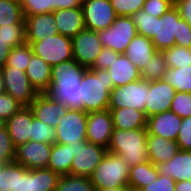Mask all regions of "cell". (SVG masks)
Wrapping results in <instances>:
<instances>
[{
	"label": "cell",
	"instance_id": "obj_12",
	"mask_svg": "<svg viewBox=\"0 0 191 191\" xmlns=\"http://www.w3.org/2000/svg\"><path fill=\"white\" fill-rule=\"evenodd\" d=\"M85 28L99 31L112 25L117 15L110 0H84L82 3Z\"/></svg>",
	"mask_w": 191,
	"mask_h": 191
},
{
	"label": "cell",
	"instance_id": "obj_51",
	"mask_svg": "<svg viewBox=\"0 0 191 191\" xmlns=\"http://www.w3.org/2000/svg\"><path fill=\"white\" fill-rule=\"evenodd\" d=\"M174 6L182 17L191 26V0H174Z\"/></svg>",
	"mask_w": 191,
	"mask_h": 191
},
{
	"label": "cell",
	"instance_id": "obj_4",
	"mask_svg": "<svg viewBox=\"0 0 191 191\" xmlns=\"http://www.w3.org/2000/svg\"><path fill=\"white\" fill-rule=\"evenodd\" d=\"M129 170V166L121 156L107 151L89 178L95 191L128 186Z\"/></svg>",
	"mask_w": 191,
	"mask_h": 191
},
{
	"label": "cell",
	"instance_id": "obj_39",
	"mask_svg": "<svg viewBox=\"0 0 191 191\" xmlns=\"http://www.w3.org/2000/svg\"><path fill=\"white\" fill-rule=\"evenodd\" d=\"M136 26L137 34L152 39L155 35L156 17L148 14L144 9L139 10L131 16Z\"/></svg>",
	"mask_w": 191,
	"mask_h": 191
},
{
	"label": "cell",
	"instance_id": "obj_42",
	"mask_svg": "<svg viewBox=\"0 0 191 191\" xmlns=\"http://www.w3.org/2000/svg\"><path fill=\"white\" fill-rule=\"evenodd\" d=\"M170 110L181 118L191 116V93L176 92Z\"/></svg>",
	"mask_w": 191,
	"mask_h": 191
},
{
	"label": "cell",
	"instance_id": "obj_5",
	"mask_svg": "<svg viewBox=\"0 0 191 191\" xmlns=\"http://www.w3.org/2000/svg\"><path fill=\"white\" fill-rule=\"evenodd\" d=\"M26 42L30 44L33 54L51 66L73 59L72 38L59 33L47 36L41 41Z\"/></svg>",
	"mask_w": 191,
	"mask_h": 191
},
{
	"label": "cell",
	"instance_id": "obj_24",
	"mask_svg": "<svg viewBox=\"0 0 191 191\" xmlns=\"http://www.w3.org/2000/svg\"><path fill=\"white\" fill-rule=\"evenodd\" d=\"M156 52L157 49L150 38L137 34L127 46L124 54L141 71Z\"/></svg>",
	"mask_w": 191,
	"mask_h": 191
},
{
	"label": "cell",
	"instance_id": "obj_41",
	"mask_svg": "<svg viewBox=\"0 0 191 191\" xmlns=\"http://www.w3.org/2000/svg\"><path fill=\"white\" fill-rule=\"evenodd\" d=\"M24 16L53 12V0H20Z\"/></svg>",
	"mask_w": 191,
	"mask_h": 191
},
{
	"label": "cell",
	"instance_id": "obj_48",
	"mask_svg": "<svg viewBox=\"0 0 191 191\" xmlns=\"http://www.w3.org/2000/svg\"><path fill=\"white\" fill-rule=\"evenodd\" d=\"M176 181L168 176L158 175V178L148 186L140 189V191H174Z\"/></svg>",
	"mask_w": 191,
	"mask_h": 191
},
{
	"label": "cell",
	"instance_id": "obj_21",
	"mask_svg": "<svg viewBox=\"0 0 191 191\" xmlns=\"http://www.w3.org/2000/svg\"><path fill=\"white\" fill-rule=\"evenodd\" d=\"M26 41H41L58 34L53 12L25 16Z\"/></svg>",
	"mask_w": 191,
	"mask_h": 191
},
{
	"label": "cell",
	"instance_id": "obj_45",
	"mask_svg": "<svg viewBox=\"0 0 191 191\" xmlns=\"http://www.w3.org/2000/svg\"><path fill=\"white\" fill-rule=\"evenodd\" d=\"M22 105L6 92L0 94V117L7 121Z\"/></svg>",
	"mask_w": 191,
	"mask_h": 191
},
{
	"label": "cell",
	"instance_id": "obj_7",
	"mask_svg": "<svg viewBox=\"0 0 191 191\" xmlns=\"http://www.w3.org/2000/svg\"><path fill=\"white\" fill-rule=\"evenodd\" d=\"M87 117L88 113L83 110L68 108L55 127V143L74 145L77 142L87 141Z\"/></svg>",
	"mask_w": 191,
	"mask_h": 191
},
{
	"label": "cell",
	"instance_id": "obj_40",
	"mask_svg": "<svg viewBox=\"0 0 191 191\" xmlns=\"http://www.w3.org/2000/svg\"><path fill=\"white\" fill-rule=\"evenodd\" d=\"M31 140L41 143L54 144L56 139V131L51 127L33 116L32 113V130Z\"/></svg>",
	"mask_w": 191,
	"mask_h": 191
},
{
	"label": "cell",
	"instance_id": "obj_57",
	"mask_svg": "<svg viewBox=\"0 0 191 191\" xmlns=\"http://www.w3.org/2000/svg\"><path fill=\"white\" fill-rule=\"evenodd\" d=\"M6 126V121L0 117V130Z\"/></svg>",
	"mask_w": 191,
	"mask_h": 191
},
{
	"label": "cell",
	"instance_id": "obj_23",
	"mask_svg": "<svg viewBox=\"0 0 191 191\" xmlns=\"http://www.w3.org/2000/svg\"><path fill=\"white\" fill-rule=\"evenodd\" d=\"M158 173L177 181L191 180V151L179 150L169 161L156 165Z\"/></svg>",
	"mask_w": 191,
	"mask_h": 191
},
{
	"label": "cell",
	"instance_id": "obj_18",
	"mask_svg": "<svg viewBox=\"0 0 191 191\" xmlns=\"http://www.w3.org/2000/svg\"><path fill=\"white\" fill-rule=\"evenodd\" d=\"M0 191H31V170L15 161L2 164Z\"/></svg>",
	"mask_w": 191,
	"mask_h": 191
},
{
	"label": "cell",
	"instance_id": "obj_47",
	"mask_svg": "<svg viewBox=\"0 0 191 191\" xmlns=\"http://www.w3.org/2000/svg\"><path fill=\"white\" fill-rule=\"evenodd\" d=\"M176 142L180 150L191 151V116L182 118V124Z\"/></svg>",
	"mask_w": 191,
	"mask_h": 191
},
{
	"label": "cell",
	"instance_id": "obj_58",
	"mask_svg": "<svg viewBox=\"0 0 191 191\" xmlns=\"http://www.w3.org/2000/svg\"><path fill=\"white\" fill-rule=\"evenodd\" d=\"M125 191H140V190H137V189H132V188H127Z\"/></svg>",
	"mask_w": 191,
	"mask_h": 191
},
{
	"label": "cell",
	"instance_id": "obj_31",
	"mask_svg": "<svg viewBox=\"0 0 191 191\" xmlns=\"http://www.w3.org/2000/svg\"><path fill=\"white\" fill-rule=\"evenodd\" d=\"M162 80L173 86L176 92L191 93V65L180 68L167 67Z\"/></svg>",
	"mask_w": 191,
	"mask_h": 191
},
{
	"label": "cell",
	"instance_id": "obj_54",
	"mask_svg": "<svg viewBox=\"0 0 191 191\" xmlns=\"http://www.w3.org/2000/svg\"><path fill=\"white\" fill-rule=\"evenodd\" d=\"M174 191H191V180L177 181Z\"/></svg>",
	"mask_w": 191,
	"mask_h": 191
},
{
	"label": "cell",
	"instance_id": "obj_13",
	"mask_svg": "<svg viewBox=\"0 0 191 191\" xmlns=\"http://www.w3.org/2000/svg\"><path fill=\"white\" fill-rule=\"evenodd\" d=\"M180 14L173 6L161 17H156L155 35L151 39L157 51H164L175 45L178 38Z\"/></svg>",
	"mask_w": 191,
	"mask_h": 191
},
{
	"label": "cell",
	"instance_id": "obj_52",
	"mask_svg": "<svg viewBox=\"0 0 191 191\" xmlns=\"http://www.w3.org/2000/svg\"><path fill=\"white\" fill-rule=\"evenodd\" d=\"M84 0H53V12L64 8L80 7Z\"/></svg>",
	"mask_w": 191,
	"mask_h": 191
},
{
	"label": "cell",
	"instance_id": "obj_44",
	"mask_svg": "<svg viewBox=\"0 0 191 191\" xmlns=\"http://www.w3.org/2000/svg\"><path fill=\"white\" fill-rule=\"evenodd\" d=\"M117 16L131 17L143 9L145 0H110Z\"/></svg>",
	"mask_w": 191,
	"mask_h": 191
},
{
	"label": "cell",
	"instance_id": "obj_9",
	"mask_svg": "<svg viewBox=\"0 0 191 191\" xmlns=\"http://www.w3.org/2000/svg\"><path fill=\"white\" fill-rule=\"evenodd\" d=\"M73 152L74 158L71 164L70 175L90 177L104 158L107 149L88 141H83L73 145Z\"/></svg>",
	"mask_w": 191,
	"mask_h": 191
},
{
	"label": "cell",
	"instance_id": "obj_28",
	"mask_svg": "<svg viewBox=\"0 0 191 191\" xmlns=\"http://www.w3.org/2000/svg\"><path fill=\"white\" fill-rule=\"evenodd\" d=\"M108 109L111 113L113 128L122 130L146 128L147 117L144 111H139L131 107Z\"/></svg>",
	"mask_w": 191,
	"mask_h": 191
},
{
	"label": "cell",
	"instance_id": "obj_8",
	"mask_svg": "<svg viewBox=\"0 0 191 191\" xmlns=\"http://www.w3.org/2000/svg\"><path fill=\"white\" fill-rule=\"evenodd\" d=\"M148 92L149 81L144 79L118 86L110 92L108 108L131 107L145 112Z\"/></svg>",
	"mask_w": 191,
	"mask_h": 191
},
{
	"label": "cell",
	"instance_id": "obj_53",
	"mask_svg": "<svg viewBox=\"0 0 191 191\" xmlns=\"http://www.w3.org/2000/svg\"><path fill=\"white\" fill-rule=\"evenodd\" d=\"M11 49L7 42L0 40V70L6 65Z\"/></svg>",
	"mask_w": 191,
	"mask_h": 191
},
{
	"label": "cell",
	"instance_id": "obj_22",
	"mask_svg": "<svg viewBox=\"0 0 191 191\" xmlns=\"http://www.w3.org/2000/svg\"><path fill=\"white\" fill-rule=\"evenodd\" d=\"M53 14L58 33L63 36L73 38L85 28L82 6L55 10Z\"/></svg>",
	"mask_w": 191,
	"mask_h": 191
},
{
	"label": "cell",
	"instance_id": "obj_49",
	"mask_svg": "<svg viewBox=\"0 0 191 191\" xmlns=\"http://www.w3.org/2000/svg\"><path fill=\"white\" fill-rule=\"evenodd\" d=\"M118 55L119 53L113 51L112 49L103 47L95 63L90 69L107 70L111 63L116 60Z\"/></svg>",
	"mask_w": 191,
	"mask_h": 191
},
{
	"label": "cell",
	"instance_id": "obj_19",
	"mask_svg": "<svg viewBox=\"0 0 191 191\" xmlns=\"http://www.w3.org/2000/svg\"><path fill=\"white\" fill-rule=\"evenodd\" d=\"M181 124L182 118L168 110L147 118V134L176 141Z\"/></svg>",
	"mask_w": 191,
	"mask_h": 191
},
{
	"label": "cell",
	"instance_id": "obj_56",
	"mask_svg": "<svg viewBox=\"0 0 191 191\" xmlns=\"http://www.w3.org/2000/svg\"><path fill=\"white\" fill-rule=\"evenodd\" d=\"M5 92L4 77L0 70V94Z\"/></svg>",
	"mask_w": 191,
	"mask_h": 191
},
{
	"label": "cell",
	"instance_id": "obj_6",
	"mask_svg": "<svg viewBox=\"0 0 191 191\" xmlns=\"http://www.w3.org/2000/svg\"><path fill=\"white\" fill-rule=\"evenodd\" d=\"M97 35L103 47L124 54L137 29L131 17L117 16L110 27L97 31Z\"/></svg>",
	"mask_w": 191,
	"mask_h": 191
},
{
	"label": "cell",
	"instance_id": "obj_15",
	"mask_svg": "<svg viewBox=\"0 0 191 191\" xmlns=\"http://www.w3.org/2000/svg\"><path fill=\"white\" fill-rule=\"evenodd\" d=\"M113 122L109 109L88 113L87 141L108 148L113 133Z\"/></svg>",
	"mask_w": 191,
	"mask_h": 191
},
{
	"label": "cell",
	"instance_id": "obj_20",
	"mask_svg": "<svg viewBox=\"0 0 191 191\" xmlns=\"http://www.w3.org/2000/svg\"><path fill=\"white\" fill-rule=\"evenodd\" d=\"M8 133L15 147L31 140L32 111L29 106H22L7 121Z\"/></svg>",
	"mask_w": 191,
	"mask_h": 191
},
{
	"label": "cell",
	"instance_id": "obj_43",
	"mask_svg": "<svg viewBox=\"0 0 191 191\" xmlns=\"http://www.w3.org/2000/svg\"><path fill=\"white\" fill-rule=\"evenodd\" d=\"M16 147L6 127L0 130V164L11 163L15 160Z\"/></svg>",
	"mask_w": 191,
	"mask_h": 191
},
{
	"label": "cell",
	"instance_id": "obj_26",
	"mask_svg": "<svg viewBox=\"0 0 191 191\" xmlns=\"http://www.w3.org/2000/svg\"><path fill=\"white\" fill-rule=\"evenodd\" d=\"M113 81L114 88L141 79L140 70L125 56L119 54L107 69Z\"/></svg>",
	"mask_w": 191,
	"mask_h": 191
},
{
	"label": "cell",
	"instance_id": "obj_36",
	"mask_svg": "<svg viewBox=\"0 0 191 191\" xmlns=\"http://www.w3.org/2000/svg\"><path fill=\"white\" fill-rule=\"evenodd\" d=\"M56 191H95L94 185L89 177L61 175Z\"/></svg>",
	"mask_w": 191,
	"mask_h": 191
},
{
	"label": "cell",
	"instance_id": "obj_10",
	"mask_svg": "<svg viewBox=\"0 0 191 191\" xmlns=\"http://www.w3.org/2000/svg\"><path fill=\"white\" fill-rule=\"evenodd\" d=\"M5 92L16 99L22 106H29L39 94L31 85L25 71L3 67Z\"/></svg>",
	"mask_w": 191,
	"mask_h": 191
},
{
	"label": "cell",
	"instance_id": "obj_30",
	"mask_svg": "<svg viewBox=\"0 0 191 191\" xmlns=\"http://www.w3.org/2000/svg\"><path fill=\"white\" fill-rule=\"evenodd\" d=\"M156 165L150 161L137 164L129 170L128 187L140 190L141 188L152 184L158 178Z\"/></svg>",
	"mask_w": 191,
	"mask_h": 191
},
{
	"label": "cell",
	"instance_id": "obj_11",
	"mask_svg": "<svg viewBox=\"0 0 191 191\" xmlns=\"http://www.w3.org/2000/svg\"><path fill=\"white\" fill-rule=\"evenodd\" d=\"M103 49L97 31L84 28L72 38L73 59L90 69Z\"/></svg>",
	"mask_w": 191,
	"mask_h": 191
},
{
	"label": "cell",
	"instance_id": "obj_27",
	"mask_svg": "<svg viewBox=\"0 0 191 191\" xmlns=\"http://www.w3.org/2000/svg\"><path fill=\"white\" fill-rule=\"evenodd\" d=\"M52 66L33 54L25 73L38 93H46L50 87Z\"/></svg>",
	"mask_w": 191,
	"mask_h": 191
},
{
	"label": "cell",
	"instance_id": "obj_1",
	"mask_svg": "<svg viewBox=\"0 0 191 191\" xmlns=\"http://www.w3.org/2000/svg\"><path fill=\"white\" fill-rule=\"evenodd\" d=\"M86 69L74 59L53 65L50 87L46 93L69 109L82 110L80 83Z\"/></svg>",
	"mask_w": 191,
	"mask_h": 191
},
{
	"label": "cell",
	"instance_id": "obj_50",
	"mask_svg": "<svg viewBox=\"0 0 191 191\" xmlns=\"http://www.w3.org/2000/svg\"><path fill=\"white\" fill-rule=\"evenodd\" d=\"M175 45L191 48V26L182 17L179 19L178 38H175Z\"/></svg>",
	"mask_w": 191,
	"mask_h": 191
},
{
	"label": "cell",
	"instance_id": "obj_2",
	"mask_svg": "<svg viewBox=\"0 0 191 191\" xmlns=\"http://www.w3.org/2000/svg\"><path fill=\"white\" fill-rule=\"evenodd\" d=\"M147 128L131 130L113 129L107 151L121 156L129 168L149 161L147 152Z\"/></svg>",
	"mask_w": 191,
	"mask_h": 191
},
{
	"label": "cell",
	"instance_id": "obj_34",
	"mask_svg": "<svg viewBox=\"0 0 191 191\" xmlns=\"http://www.w3.org/2000/svg\"><path fill=\"white\" fill-rule=\"evenodd\" d=\"M32 55L33 51L30 44L28 42H24L11 49L4 67H11L25 71Z\"/></svg>",
	"mask_w": 191,
	"mask_h": 191
},
{
	"label": "cell",
	"instance_id": "obj_17",
	"mask_svg": "<svg viewBox=\"0 0 191 191\" xmlns=\"http://www.w3.org/2000/svg\"><path fill=\"white\" fill-rule=\"evenodd\" d=\"M29 107L35 118L54 128L68 110L65 104L53 100L47 93H39Z\"/></svg>",
	"mask_w": 191,
	"mask_h": 191
},
{
	"label": "cell",
	"instance_id": "obj_16",
	"mask_svg": "<svg viewBox=\"0 0 191 191\" xmlns=\"http://www.w3.org/2000/svg\"><path fill=\"white\" fill-rule=\"evenodd\" d=\"M176 90L167 82L160 80L149 81V92L145 104V115L162 113L170 110Z\"/></svg>",
	"mask_w": 191,
	"mask_h": 191
},
{
	"label": "cell",
	"instance_id": "obj_25",
	"mask_svg": "<svg viewBox=\"0 0 191 191\" xmlns=\"http://www.w3.org/2000/svg\"><path fill=\"white\" fill-rule=\"evenodd\" d=\"M146 146L149 161L154 165L169 161L180 150L176 141L155 135L147 136Z\"/></svg>",
	"mask_w": 191,
	"mask_h": 191
},
{
	"label": "cell",
	"instance_id": "obj_46",
	"mask_svg": "<svg viewBox=\"0 0 191 191\" xmlns=\"http://www.w3.org/2000/svg\"><path fill=\"white\" fill-rule=\"evenodd\" d=\"M173 6L174 0H145L143 9L151 16L161 17Z\"/></svg>",
	"mask_w": 191,
	"mask_h": 191
},
{
	"label": "cell",
	"instance_id": "obj_3",
	"mask_svg": "<svg viewBox=\"0 0 191 191\" xmlns=\"http://www.w3.org/2000/svg\"><path fill=\"white\" fill-rule=\"evenodd\" d=\"M113 88V81L107 70L86 69L80 83L82 110L90 113L108 109Z\"/></svg>",
	"mask_w": 191,
	"mask_h": 191
},
{
	"label": "cell",
	"instance_id": "obj_14",
	"mask_svg": "<svg viewBox=\"0 0 191 191\" xmlns=\"http://www.w3.org/2000/svg\"><path fill=\"white\" fill-rule=\"evenodd\" d=\"M51 150L52 144L30 140L16 147L14 161L28 170L47 168Z\"/></svg>",
	"mask_w": 191,
	"mask_h": 191
},
{
	"label": "cell",
	"instance_id": "obj_33",
	"mask_svg": "<svg viewBox=\"0 0 191 191\" xmlns=\"http://www.w3.org/2000/svg\"><path fill=\"white\" fill-rule=\"evenodd\" d=\"M25 24L20 0H0V26Z\"/></svg>",
	"mask_w": 191,
	"mask_h": 191
},
{
	"label": "cell",
	"instance_id": "obj_32",
	"mask_svg": "<svg viewBox=\"0 0 191 191\" xmlns=\"http://www.w3.org/2000/svg\"><path fill=\"white\" fill-rule=\"evenodd\" d=\"M60 175L51 169L31 170V191H56Z\"/></svg>",
	"mask_w": 191,
	"mask_h": 191
},
{
	"label": "cell",
	"instance_id": "obj_37",
	"mask_svg": "<svg viewBox=\"0 0 191 191\" xmlns=\"http://www.w3.org/2000/svg\"><path fill=\"white\" fill-rule=\"evenodd\" d=\"M169 68H180L191 65V48L174 45L162 51Z\"/></svg>",
	"mask_w": 191,
	"mask_h": 191
},
{
	"label": "cell",
	"instance_id": "obj_29",
	"mask_svg": "<svg viewBox=\"0 0 191 191\" xmlns=\"http://www.w3.org/2000/svg\"><path fill=\"white\" fill-rule=\"evenodd\" d=\"M73 158V145L54 143L47 168L60 176L69 175Z\"/></svg>",
	"mask_w": 191,
	"mask_h": 191
},
{
	"label": "cell",
	"instance_id": "obj_38",
	"mask_svg": "<svg viewBox=\"0 0 191 191\" xmlns=\"http://www.w3.org/2000/svg\"><path fill=\"white\" fill-rule=\"evenodd\" d=\"M0 40L14 48L26 42L25 24H9L0 26Z\"/></svg>",
	"mask_w": 191,
	"mask_h": 191
},
{
	"label": "cell",
	"instance_id": "obj_35",
	"mask_svg": "<svg viewBox=\"0 0 191 191\" xmlns=\"http://www.w3.org/2000/svg\"><path fill=\"white\" fill-rule=\"evenodd\" d=\"M166 69L165 57L161 51H157L153 57L150 58L148 64L140 71L141 79L146 81L160 80L166 72Z\"/></svg>",
	"mask_w": 191,
	"mask_h": 191
},
{
	"label": "cell",
	"instance_id": "obj_55",
	"mask_svg": "<svg viewBox=\"0 0 191 191\" xmlns=\"http://www.w3.org/2000/svg\"><path fill=\"white\" fill-rule=\"evenodd\" d=\"M128 188V186L118 187V188H103L98 189L96 191H125Z\"/></svg>",
	"mask_w": 191,
	"mask_h": 191
}]
</instances>
